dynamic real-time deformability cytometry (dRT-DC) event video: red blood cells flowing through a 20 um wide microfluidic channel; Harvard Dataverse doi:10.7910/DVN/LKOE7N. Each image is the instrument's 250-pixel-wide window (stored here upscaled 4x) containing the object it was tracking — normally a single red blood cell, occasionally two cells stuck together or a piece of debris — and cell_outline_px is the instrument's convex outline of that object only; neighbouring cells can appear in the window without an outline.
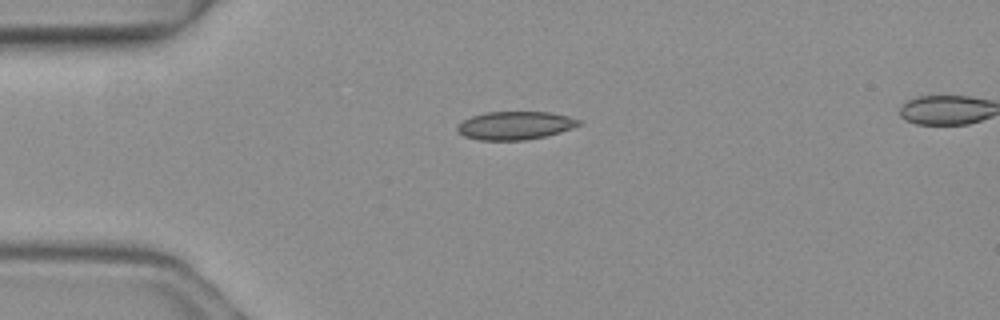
{"species": "common noctule bat (a hibernating species)", "species_latin": "Nyctalus noctula", "temperature_condition": "warm", "stored_images_in_passage": 2, "camera_frame_rate_fps": 3000, "um_per_image_px": 0.085, "animal": {"sex": "female", "body_mass_g": 19.3, "forearm_length_mm": 54.1}, "frame": {"image": 1, "passage_image": 1, "time_ms": 0.0, "image_size_px": [1000, 320], "cell_outline_px": [[584, 124], [560, 132], [544, 136], [524, 140], [480, 140], [464, 136], [456, 128], [464, 120], [472, 116], [488, 112], [552, 112], [568, 116], [580, 120]], "centroid_in_image_um": [43.83, 10.66], "position_along_channel_um": 41.2, "area_um2": 19.83}}